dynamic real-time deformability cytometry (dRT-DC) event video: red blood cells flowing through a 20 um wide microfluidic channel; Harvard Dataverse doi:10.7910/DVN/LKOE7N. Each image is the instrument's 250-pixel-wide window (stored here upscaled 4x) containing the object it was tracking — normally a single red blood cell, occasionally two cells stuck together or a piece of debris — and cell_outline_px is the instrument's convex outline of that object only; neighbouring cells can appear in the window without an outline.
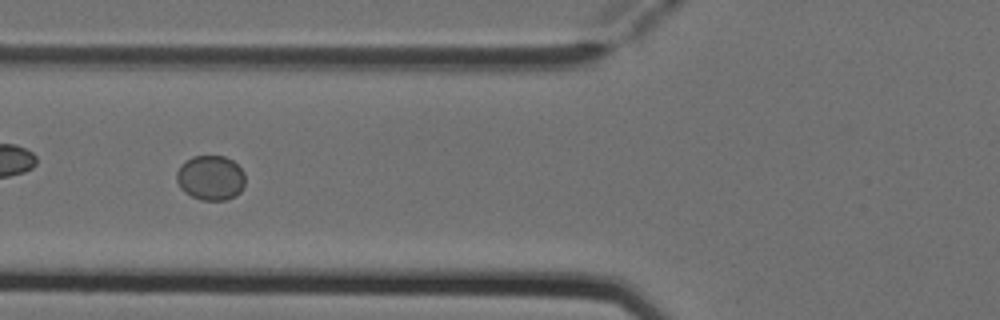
{"species": "Egyptian fruit bat (a non-hibernating species)", "species_latin": "Rousettus aegyptiacus", "temperature_condition": "cold", "stored_images_in_passage": 8, "camera_frame_rate_fps": 3000, "um_per_image_px": 0.085, "animal": {"sex": "female"}, "frame": {"image": 1, "passage_image": 6, "time_ms": 1.667, "image_size_px": [1000, 320], "cell_outline_px": [[244, 184], [240, 192], [236, 196], [224, 200], [200, 200], [184, 192], [180, 188], [176, 180], [176, 172], [180, 164], [192, 156], [224, 156], [232, 160], [244, 172]], "centroid_in_image_um": [17.88, 15.11], "position_along_channel_um": 107.9, "area_um2": 18.03}}
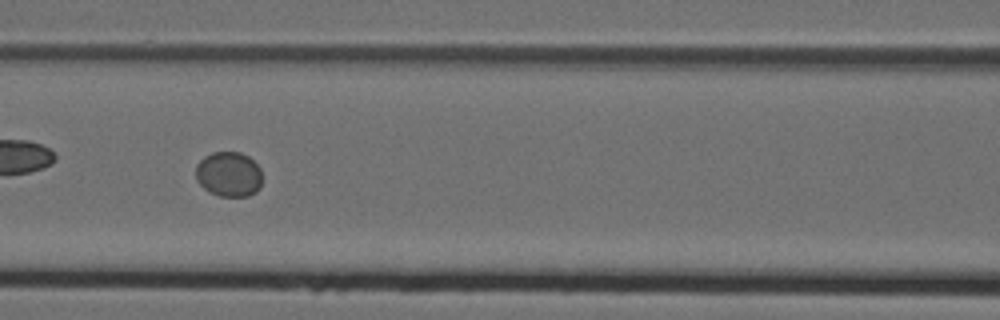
{"frame": {"image": 2, "passage_image": 7, "time_ms": 2.0, "image_size_px": [1000, 320], "cell_outline_px": [[260, 188], [256, 192], [248, 196], [220, 196], [208, 192], [196, 180], [196, 164], [204, 156], [212, 152], [240, 152], [248, 156], [260, 168]], "centroid_in_image_um": [19.42, 14.81], "position_along_channel_um": 147.2, "area_um2": 17.46}}
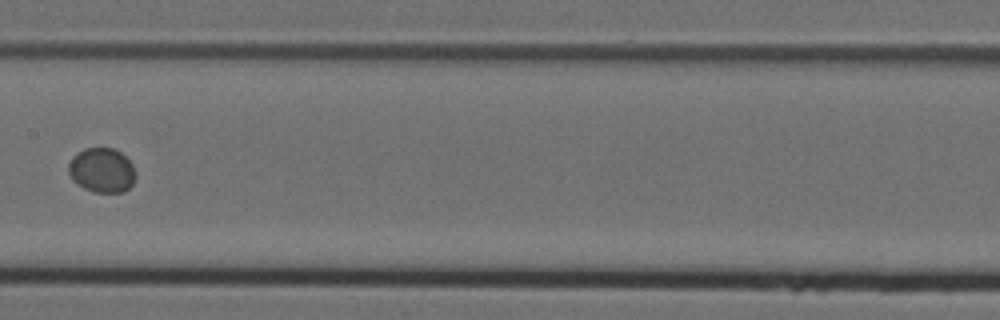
{"frame": {"image": 3, "passage_image": 8, "time_ms": 2.333, "image_size_px": [1000, 320], "cell_outline_px": [[136, 176], [132, 184], [124, 192], [92, 192], [76, 184], [72, 180], [68, 172], [68, 164], [72, 156], [76, 152], [84, 148], [112, 148], [120, 152], [132, 164], [136, 172]], "centroid_in_image_um": [8.63, 14.47], "position_along_channel_um": 198.8, "area_um2": 17.63}}